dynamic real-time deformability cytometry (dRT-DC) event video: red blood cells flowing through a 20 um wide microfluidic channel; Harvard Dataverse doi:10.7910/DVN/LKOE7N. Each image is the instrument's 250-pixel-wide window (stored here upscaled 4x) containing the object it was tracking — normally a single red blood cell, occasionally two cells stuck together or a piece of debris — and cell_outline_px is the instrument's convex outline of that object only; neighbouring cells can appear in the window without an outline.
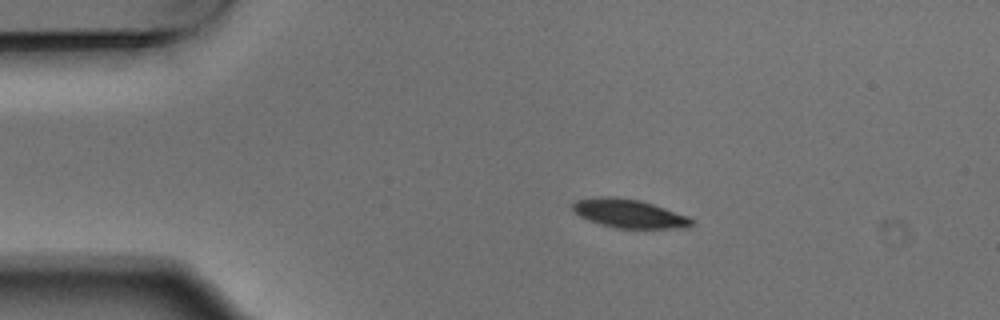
{"species": "Egyptian fruit bat (a non-hibernating species)", "species_latin": "Rousettus aegyptiacus", "temperature_condition": "warm", "stored_images_in_passage": 5, "camera_frame_rate_fps": 3000, "um_per_image_px": 0.085, "animal": {"sex": "male"}, "frame": {"image": 1, "passage_image": 2, "time_ms": 0.333, "image_size_px": [1000, 320], "cell_outline_px": [[696, 224], [688, 228], [616, 228], [600, 224], [588, 220], [580, 216], [572, 208], [572, 204], [576, 200], [600, 196], [616, 196], [640, 200], [688, 216], [696, 220]], "centroid_in_image_um": [53.51, 18.15], "position_along_channel_um": 31.5, "area_um2": 20.0}}
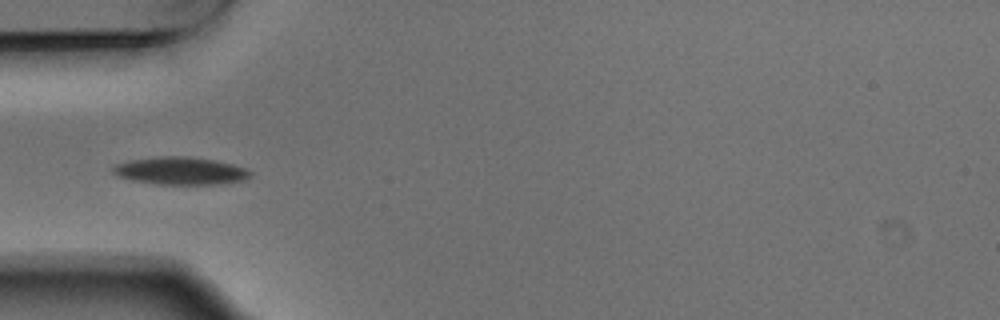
{"frame": {"image": 2, "passage_image": 4, "time_ms": 1.0, "image_size_px": [1000, 320], "cell_outline_px": [[252, 172], [244, 180], [220, 184], [156, 184], [132, 180], [116, 176], [112, 172], [112, 164], [128, 160], [156, 156], [184, 156], [212, 160], [232, 164], [244, 168]], "centroid_in_image_um": [15.24, 14.52], "position_along_channel_um": 69.8, "area_um2": 22.14}}
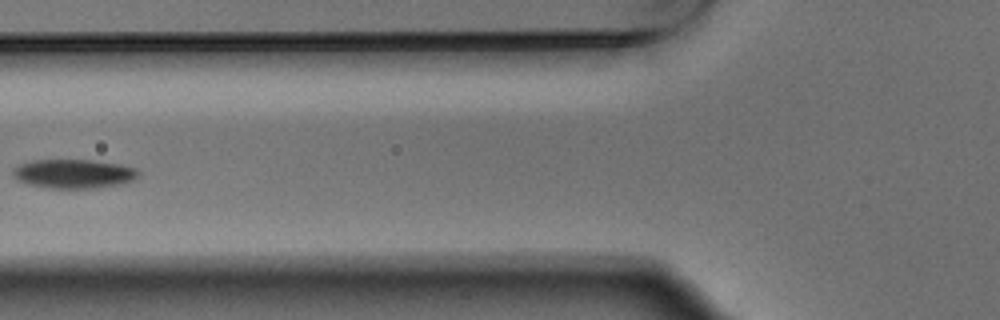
{"frame": {"image": 3, "passage_image": 5, "time_ms": 1.333, "image_size_px": [1000, 320], "cell_outline_px": [[140, 176], [132, 180], [120, 184], [96, 188], [48, 188], [28, 184], [16, 180], [12, 176], [12, 168], [16, 164], [32, 160], [92, 160], [120, 164], [136, 168], [140, 172]], "centroid_in_image_um": [6.22, 14.76], "position_along_channel_um": 119.6, "area_um2": 21.56}}